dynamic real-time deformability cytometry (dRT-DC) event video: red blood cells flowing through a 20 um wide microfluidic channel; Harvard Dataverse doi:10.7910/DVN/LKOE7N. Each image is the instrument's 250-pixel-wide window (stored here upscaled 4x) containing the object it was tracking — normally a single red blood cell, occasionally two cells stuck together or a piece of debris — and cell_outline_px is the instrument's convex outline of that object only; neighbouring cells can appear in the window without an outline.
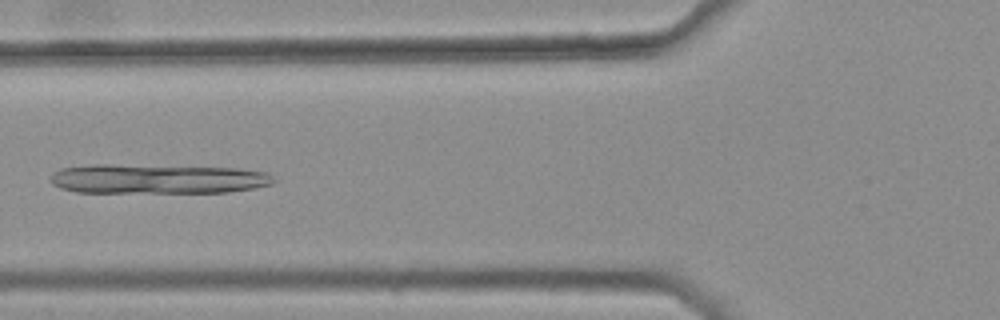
{"species": "common noctule bat (a hibernating species)", "species_latin": "Nyctalus noctula", "temperature_condition": "warm", "stored_images_in_passage": 36, "camera_frame_rate_fps": 3000, "um_per_image_px": 0.085, "animal": {"sex": "female", "body_mass_g": 25.1}, "frame": {"image": 1, "passage_image": 12, "time_ms": 3.667, "image_size_px": [1000, 320], "cell_outline_px": [[276, 180], [272, 184], [256, 188], [228, 192], [76, 192], [60, 188], [52, 184], [52, 172], [60, 168], [96, 164], [112, 164], [240, 168], [268, 172]], "centroid_in_image_um": [13.42, 15.2], "position_along_channel_um": 112.4, "area_um2": 38.73}}
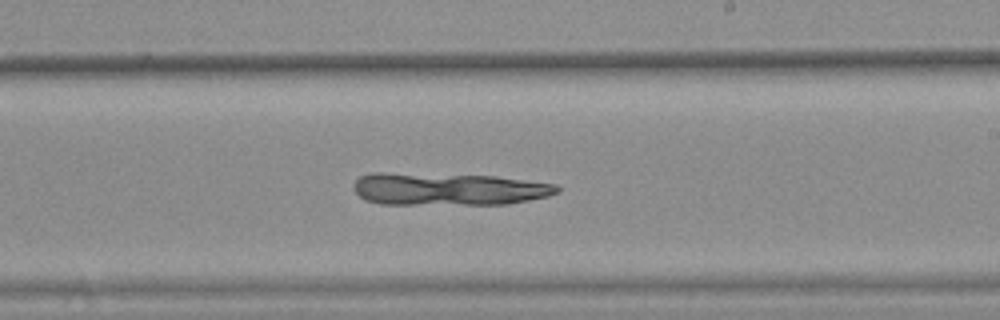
{"frame": {"image": 2, "passage_image": 23, "time_ms": 7.333, "image_size_px": [1000, 320], "cell_outline_px": [[560, 192], [548, 196], [508, 204], [380, 204], [368, 200], [360, 196], [352, 188], [352, 184], [360, 176], [372, 172], [384, 172], [496, 176], [556, 184], [560, 188]], "centroid_in_image_um": [38.09, 16.06], "position_along_channel_um": 250.9, "area_um2": 38.73}}
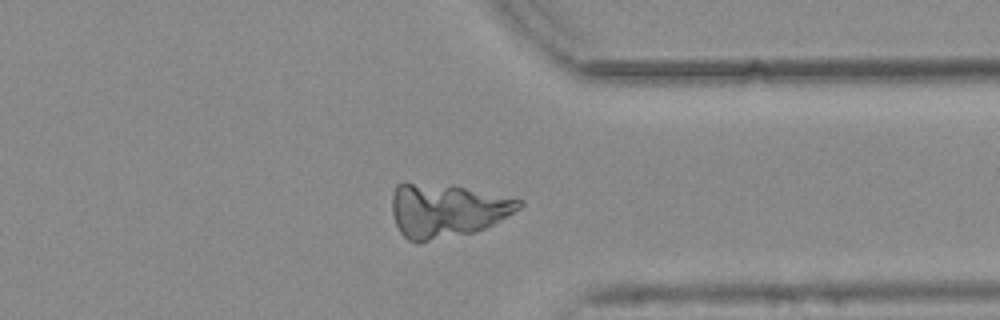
{"frame": {"image": 3, "passage_image": 33, "time_ms": 10.667, "image_size_px": [1000, 320], "cell_outline_px": [[524, 204], [520, 208], [492, 224], [484, 228], [472, 232], [420, 244], [416, 244], [408, 240], [400, 232], [396, 224], [392, 212], [392, 192], [396, 184], [404, 180], [452, 184], [524, 200]], "centroid_in_image_um": [37.9, 17.84], "position_along_channel_um": 373.5, "area_um2": 40.69}}